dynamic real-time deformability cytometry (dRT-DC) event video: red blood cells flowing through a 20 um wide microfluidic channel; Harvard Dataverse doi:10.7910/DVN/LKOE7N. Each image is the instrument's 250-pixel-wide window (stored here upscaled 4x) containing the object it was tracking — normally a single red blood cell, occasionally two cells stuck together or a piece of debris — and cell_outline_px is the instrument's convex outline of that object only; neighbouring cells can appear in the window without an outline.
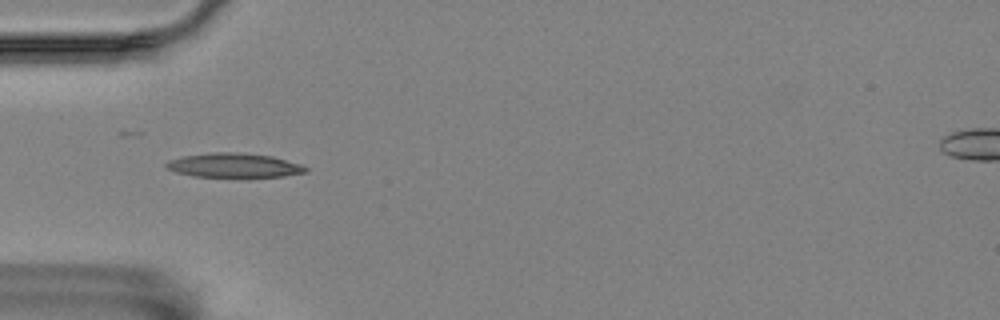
{"species": "Egyptian fruit bat (a non-hibernating species)", "species_latin": "Rousettus aegyptiacus", "temperature_condition": "room temperature", "stored_images_in_passage": 6, "camera_frame_rate_fps": 3000, "um_per_image_px": 0.085, "animal": {"sex": "female"}, "frame": {"image": 1, "passage_image": 5, "time_ms": 4.667, "image_size_px": [1000, 320], "cell_outline_px": [[308, 172], [284, 176], [196, 176], [176, 172], [168, 168], [164, 164], [168, 160], [184, 156], [212, 152], [236, 152], [272, 156], [300, 164], [308, 168]], "centroid_in_image_um": [19.9, 14.04], "position_along_channel_um": 65.1, "area_um2": 19.36}}
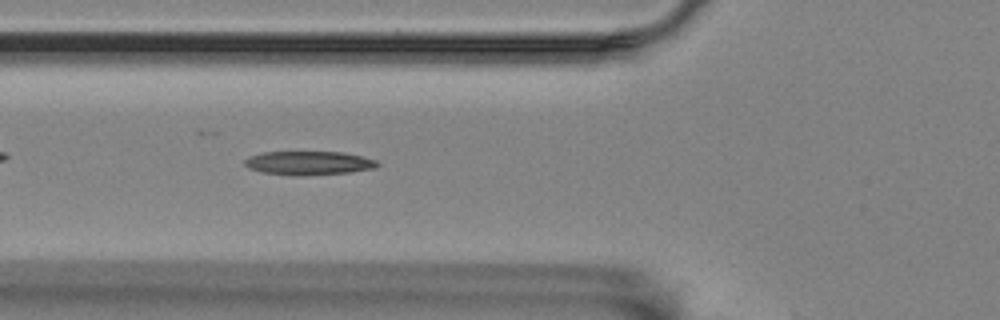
{"frame": {"image": 2, "passage_image": 6, "time_ms": 5.667, "image_size_px": [1000, 320], "cell_outline_px": [[380, 164], [376, 168], [348, 172], [260, 172], [248, 168], [244, 164], [244, 160], [248, 156], [260, 152], [340, 152], [360, 156], [376, 160]], "centroid_in_image_um": [26.22, 13.79], "position_along_channel_um": 99.6, "area_um2": 17.11}}